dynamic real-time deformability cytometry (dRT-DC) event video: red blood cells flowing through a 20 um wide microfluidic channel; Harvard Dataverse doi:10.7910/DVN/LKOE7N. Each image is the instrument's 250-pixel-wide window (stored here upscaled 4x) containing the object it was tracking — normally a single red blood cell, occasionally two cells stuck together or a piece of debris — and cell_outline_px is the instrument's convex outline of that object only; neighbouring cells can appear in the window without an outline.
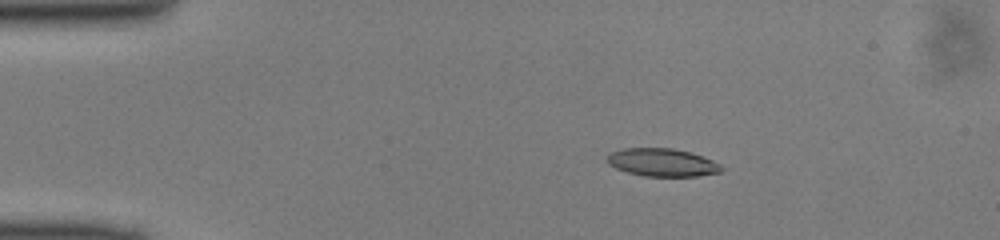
{"species": "common noctule bat (a hibernating species)", "species_latin": "Nyctalus noctula", "temperature_condition": "cold", "stored_images_in_passage": 49, "camera_frame_rate_fps": 3000, "um_per_image_px": 0.085, "animal": {"sex": "male", "body_mass_g": 13.0, "forearm_length_mm": 53.1}, "frame": {"image": 1, "passage_image": 9, "time_ms": 2.667, "image_size_px": [1000, 240], "cell_outline_px": [[724, 168], [720, 172], [696, 176], [644, 176], [628, 172], [616, 168], [608, 164], [608, 156], [612, 152], [624, 148], [672, 148], [688, 152], [712, 160], [720, 164]], "centroid_in_image_um": [56.29, 13.81], "position_along_channel_um": 28.7, "area_um2": 18.32}}
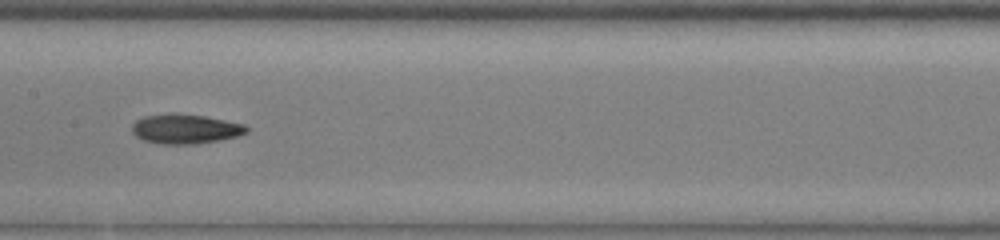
{"frame": {"image": 2, "passage_image": 25, "time_ms": 8.0, "image_size_px": [1000, 240], "cell_outline_px": [[248, 132], [236, 136], [220, 140], [196, 144], [160, 144], [144, 140], [136, 136], [132, 132], [132, 124], [136, 120], [144, 116], [172, 112], [204, 116], [244, 124], [248, 128]], "centroid_in_image_um": [15.73, 10.95], "position_along_channel_um": 191.7, "area_um2": 19.83}}
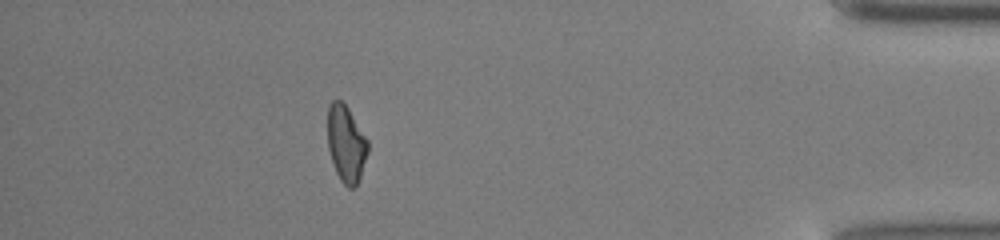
{"frame": {"image": 3, "passage_image": 44, "time_ms": 14.333, "image_size_px": [1000, 240], "cell_outline_px": [[368, 152], [356, 188], [348, 188], [340, 180], [336, 172], [328, 148], [328, 104], [332, 100], [340, 100], [348, 108], [368, 140]], "centroid_in_image_um": [29.42, 12.23], "position_along_channel_um": 405.8, "area_um2": 17.92}}